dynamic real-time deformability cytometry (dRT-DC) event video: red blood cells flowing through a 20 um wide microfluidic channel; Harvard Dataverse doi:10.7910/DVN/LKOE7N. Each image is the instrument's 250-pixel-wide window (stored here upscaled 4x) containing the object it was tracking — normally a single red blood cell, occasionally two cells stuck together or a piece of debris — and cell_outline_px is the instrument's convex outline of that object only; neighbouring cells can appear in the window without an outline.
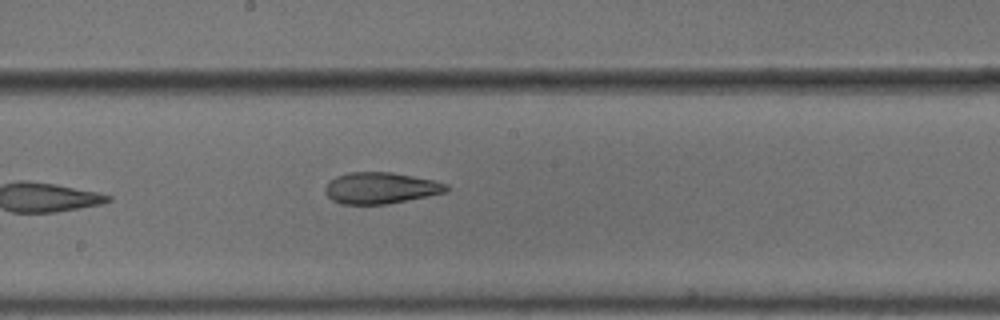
{"species": "common noctule bat (a hibernating species)", "species_latin": "Nyctalus noctula", "temperature_condition": "cold", "stored_images_in_passage": 11, "camera_frame_rate_fps": 3000, "um_per_image_px": 0.085, "animal": {"sex": "male", "body_mass_g": 18.8}, "frame": {"image": 1, "passage_image": 11, "time_ms": 3.333, "image_size_px": [1000, 320], "cell_outline_px": [[448, 192], [388, 204], [340, 204], [332, 200], [324, 192], [324, 188], [328, 180], [336, 176], [348, 172], [392, 172], [432, 180], [448, 184]], "centroid_in_image_um": [32.32, 15.98], "position_along_channel_um": 215.9, "area_um2": 22.31}}